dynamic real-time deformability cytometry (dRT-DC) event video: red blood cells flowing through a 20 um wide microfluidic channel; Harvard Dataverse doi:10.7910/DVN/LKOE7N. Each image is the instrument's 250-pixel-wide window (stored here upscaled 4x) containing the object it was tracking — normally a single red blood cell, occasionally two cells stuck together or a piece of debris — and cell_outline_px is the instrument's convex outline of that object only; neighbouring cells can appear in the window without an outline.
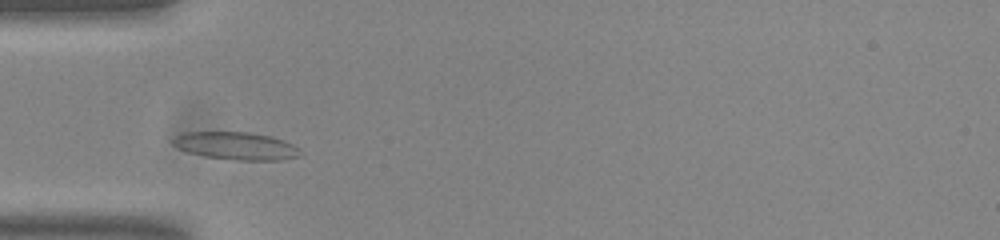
{"species": "common noctule bat (a hibernating species)", "species_latin": "Nyctalus noctula", "temperature_condition": "room temperature", "stored_images_in_passage": 44, "camera_frame_rate_fps": 3000, "um_per_image_px": 0.085, "animal": {"sex": "male", "body_mass_g": 20.0, "forearm_length_mm": 53.3}, "frame": {"image": 1, "passage_image": 6, "time_ms": 1.667, "image_size_px": [1000, 240], "cell_outline_px": [[304, 152], [300, 156], [280, 160], [236, 160], [204, 156], [188, 152], [172, 144], [172, 140], [176, 136], [184, 132], [248, 132], [268, 136], [284, 140], [300, 148]], "centroid_in_image_um": [20.11, 12.4], "position_along_channel_um": 64.9, "area_um2": 20.52}}
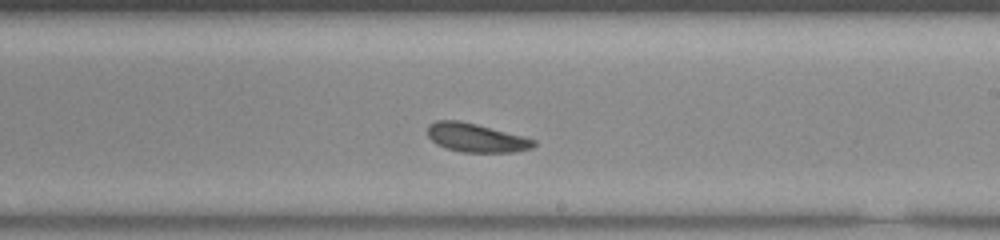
{"frame": {"image": 2, "passage_image": 21, "time_ms": 6.667, "image_size_px": [1000, 240], "cell_outline_px": [[536, 144], [532, 148], [516, 152], [460, 152], [444, 148], [436, 144], [428, 136], [428, 124], [436, 120], [460, 120], [524, 136], [536, 140]], "centroid_in_image_um": [40.46, 11.71], "position_along_channel_um": 248.5, "area_um2": 17.92}}
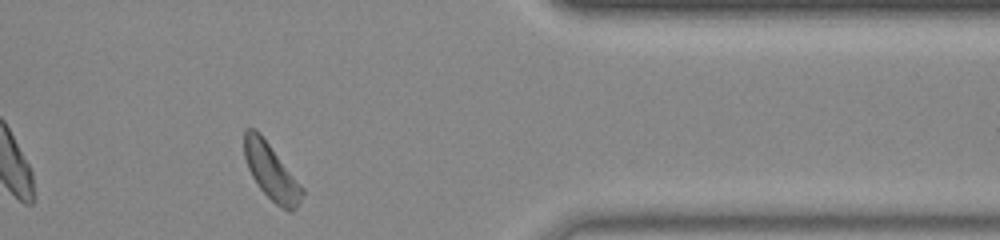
{"frame": {"image": 3, "passage_image": 34, "time_ms": 11.0, "image_size_px": [1000, 240], "cell_outline_px": [[304, 192], [296, 208], [292, 212], [288, 212], [276, 204], [260, 188], [252, 176], [248, 168], [244, 156], [244, 132], [248, 128], [256, 128], [260, 132], [304, 188]], "centroid_in_image_um": [23.05, 14.58], "position_along_channel_um": 388.3, "area_um2": 18.84}, "authors_computed_cell_mechanics": {"area_um2": 18.2937, "velocity_mm_per_s": 3.6934, "shape_relaxation_time_tau1_ms": 4.2531, "shape_relaxation_time_tau2_ms": 2.2652, "deformation_change_tau1": 0.1083, "deformation_change_tau2": 0.0836}}